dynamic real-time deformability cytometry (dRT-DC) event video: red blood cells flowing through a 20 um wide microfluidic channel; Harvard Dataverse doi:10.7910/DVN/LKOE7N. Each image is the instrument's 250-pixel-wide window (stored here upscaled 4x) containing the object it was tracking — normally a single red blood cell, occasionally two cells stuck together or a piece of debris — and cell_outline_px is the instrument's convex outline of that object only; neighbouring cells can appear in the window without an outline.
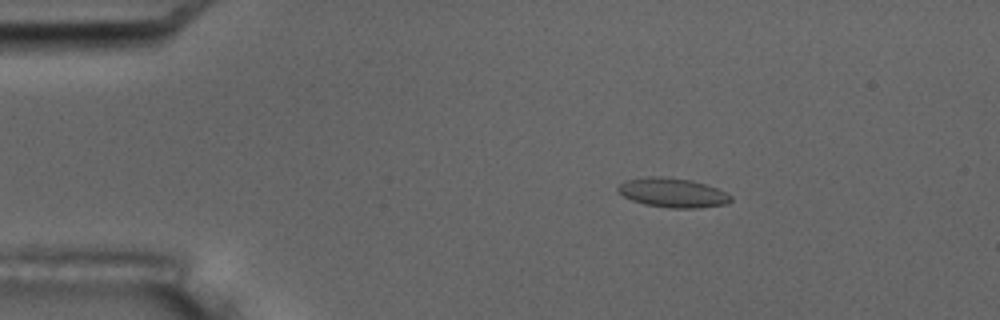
{"species": "common noctule bat (a hibernating species)", "species_latin": "Nyctalus noctula", "temperature_condition": "room temperature", "stored_images_in_passage": 4, "camera_frame_rate_fps": 3000, "um_per_image_px": 0.085, "animal": {"sex": "male", "body_mass_g": 17.5, "forearm_length_mm": 52.3}, "frame": {"image": 1, "passage_image": 2, "time_ms": 1.333, "image_size_px": [1000, 320], "cell_outline_px": [[732, 200], [728, 204], [700, 208], [668, 208], [644, 204], [632, 200], [624, 196], [616, 188], [624, 180], [648, 176], [664, 176], [692, 180], [716, 188], [732, 196]], "centroid_in_image_um": [57.18, 16.38], "position_along_channel_um": 27.8, "area_um2": 19.42}}